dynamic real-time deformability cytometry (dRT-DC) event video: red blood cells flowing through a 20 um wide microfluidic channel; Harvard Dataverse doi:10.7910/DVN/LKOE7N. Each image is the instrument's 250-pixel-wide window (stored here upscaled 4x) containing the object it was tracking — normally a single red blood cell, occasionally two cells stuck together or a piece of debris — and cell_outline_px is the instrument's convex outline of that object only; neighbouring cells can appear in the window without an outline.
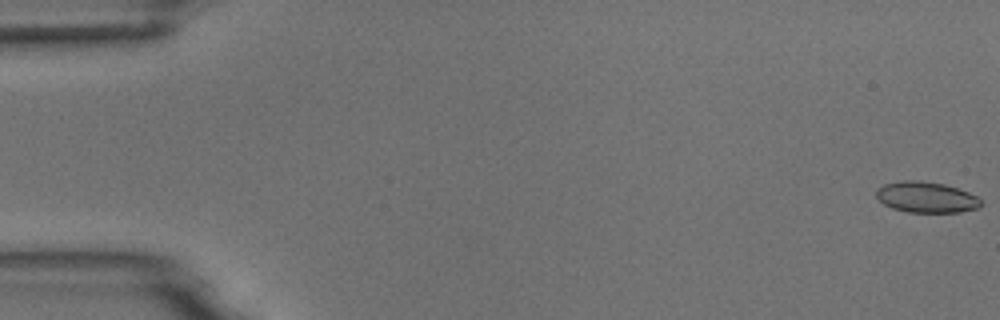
{"species": "common noctule bat (a hibernating species)", "species_latin": "Nyctalus noctula", "temperature_condition": "room temperature", "stored_images_in_passage": 8, "camera_frame_rate_fps": 3000, "um_per_image_px": 0.085, "animal": {"sex": "male", "body_mass_g": 18.8}, "frame": {"image": 1, "passage_image": 1, "time_ms": 0.0, "image_size_px": [1000, 320], "cell_outline_px": [[984, 204], [980, 208], [960, 212], [908, 212], [892, 208], [884, 204], [876, 196], [876, 188], [884, 184], [900, 180], [920, 180], [944, 184], [968, 192], [976, 196]], "centroid_in_image_um": [78.73, 16.76], "position_along_channel_um": 6.3, "area_um2": 18.96}}
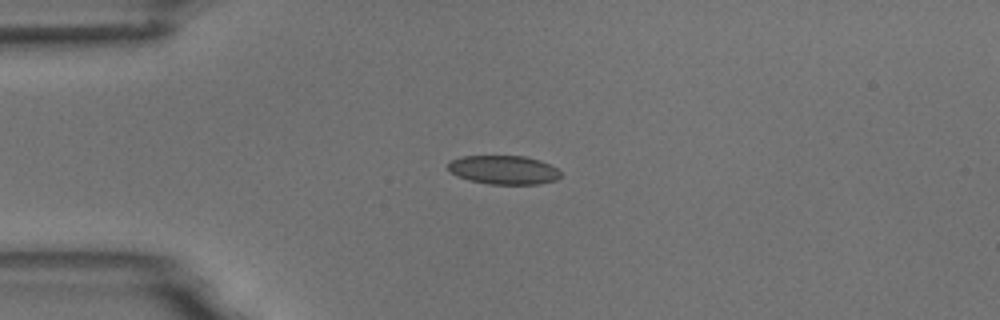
{"frame": {"image": 2, "passage_image": 5, "time_ms": 4.333, "image_size_px": [1000, 320], "cell_outline_px": [[560, 176], [556, 180], [540, 184], [488, 184], [468, 180], [456, 176], [448, 168], [448, 164], [452, 160], [460, 156], [524, 156], [540, 160], [556, 168], [560, 172]], "centroid_in_image_um": [42.8, 14.44], "position_along_channel_um": 42.2, "area_um2": 18.9}}